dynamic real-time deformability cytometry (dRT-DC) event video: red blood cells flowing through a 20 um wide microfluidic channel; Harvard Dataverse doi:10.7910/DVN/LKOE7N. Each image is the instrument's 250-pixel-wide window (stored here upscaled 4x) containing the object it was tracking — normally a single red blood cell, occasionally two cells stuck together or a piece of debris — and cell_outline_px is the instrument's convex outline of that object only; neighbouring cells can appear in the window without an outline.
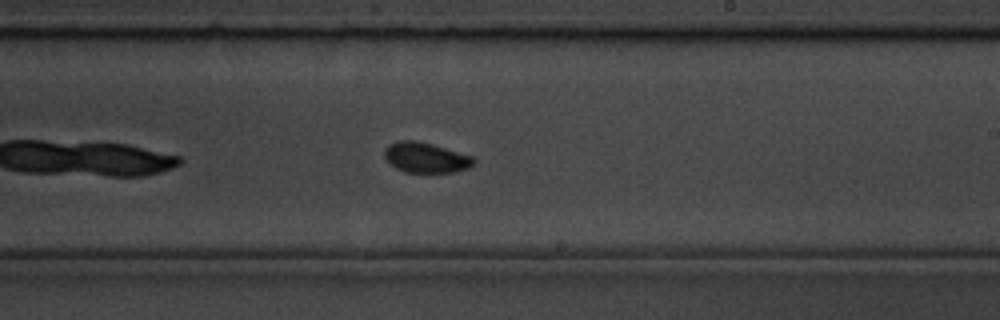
{"species": "common noctule bat (a hibernating species)", "species_latin": "Nyctalus noctula", "temperature_condition": "room temperature", "stored_images_in_passage": 43, "camera_frame_rate_fps": 3000, "um_per_image_px": 0.085, "animal": {"sex": "male", "body_mass_g": 19.5, "forearm_length_mm": 54.6}, "frame": {"image": 1, "passage_image": 19, "time_ms": 6.0, "image_size_px": [1000, 320], "cell_outline_px": [[476, 164], [468, 168], [452, 172], [404, 172], [396, 168], [384, 156], [384, 148], [388, 144], [400, 140], [416, 140], [432, 144], [472, 156], [476, 160]], "centroid_in_image_um": [36.19, 13.39], "position_along_channel_um": 252.8, "area_um2": 15.72}, "authors_computed_cell_mechanics": {"area_um2": 15.4326, "velocity_mm_per_s": 3.4379, "shape_relaxation_time_tau1_ms": 1.9632, "shape_relaxation_time_tau2_ms": 0.8076, "deformation_change_tau1": 0.0897, "deformation_change_tau2": 0.0407}}